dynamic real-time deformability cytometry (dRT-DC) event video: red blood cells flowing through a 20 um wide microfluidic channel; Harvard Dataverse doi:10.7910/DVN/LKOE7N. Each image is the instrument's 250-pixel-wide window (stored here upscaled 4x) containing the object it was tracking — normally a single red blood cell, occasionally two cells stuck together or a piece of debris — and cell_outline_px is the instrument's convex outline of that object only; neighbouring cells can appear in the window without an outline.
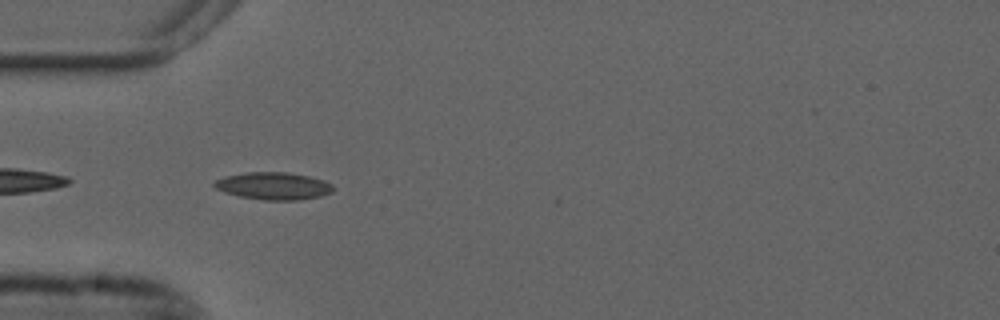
{"species": "common noctule bat (a hibernating species)", "species_latin": "Nyctalus noctula", "temperature_condition": "cold", "stored_images_in_passage": 37, "camera_frame_rate_fps": 3000, "um_per_image_px": 0.085, "animal": {"sex": "male", "forearm_length_mm": 52.5}, "frame": {"image": 1, "passage_image": 2, "time_ms": 0.333, "image_size_px": [1000, 320], "cell_outline_px": [[336, 188], [332, 192], [320, 196], [300, 200], [264, 200], [240, 196], [224, 192], [216, 188], [212, 184], [216, 180], [224, 176], [248, 172], [288, 172], [308, 176], [324, 180], [332, 184]], "centroid_in_image_um": [23.27, 15.8], "position_along_channel_um": 61.7, "area_um2": 19.02}}
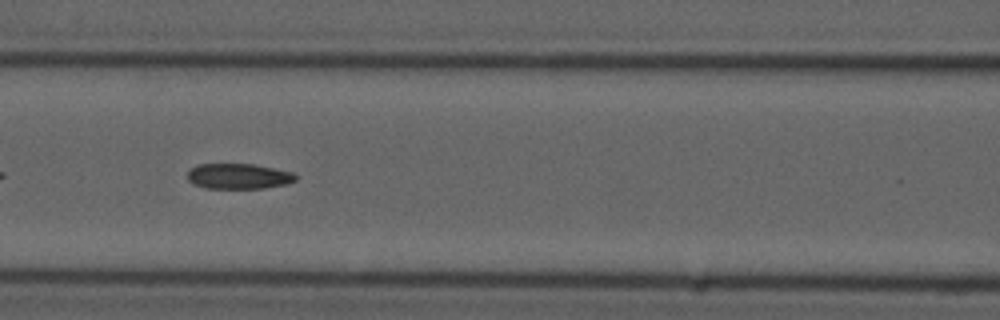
{"frame": {"image": 2, "passage_image": 9, "time_ms": 2.667, "image_size_px": [1000, 320], "cell_outline_px": [[296, 180], [288, 184], [264, 188], [204, 188], [192, 184], [188, 180], [188, 172], [192, 168], [200, 164], [252, 164], [292, 172], [296, 176]], "centroid_in_image_um": [20.27, 14.99], "position_along_channel_um": 146.3, "area_um2": 15.95}}
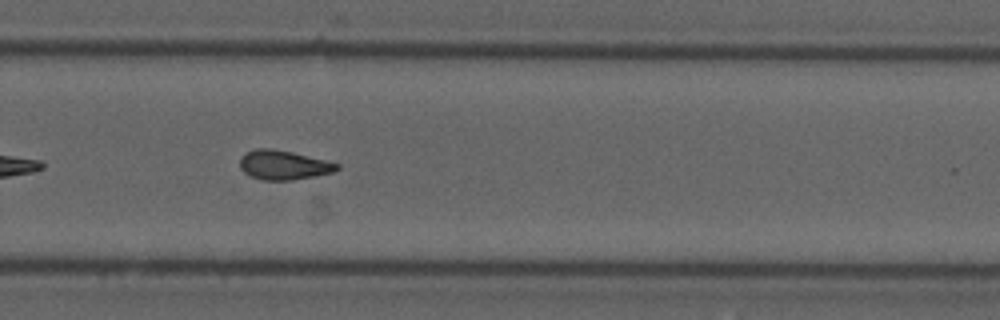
{"frame": {"image": 3, "passage_image": 22, "time_ms": 7.0, "image_size_px": [1000, 320], "cell_outline_px": [[340, 168], [332, 172], [292, 180], [264, 180], [252, 176], [244, 172], [240, 168], [240, 156], [244, 152], [256, 148], [272, 148], [292, 152], [340, 164]], "centroid_in_image_um": [24.06, 14.01], "position_along_channel_um": 305.7, "area_um2": 16.47}, "authors_computed_cell_mechanics": {"area_um2": 16.5308, "velocity_mm_per_s": 3.6954, "shape_relaxation_time_tau1_ms": 6.4697, "shape_relaxation_time_tau2_ms": 3.369, "deformation_change_tau1": 0.1407, "deformation_change_tau2": 0.079}}